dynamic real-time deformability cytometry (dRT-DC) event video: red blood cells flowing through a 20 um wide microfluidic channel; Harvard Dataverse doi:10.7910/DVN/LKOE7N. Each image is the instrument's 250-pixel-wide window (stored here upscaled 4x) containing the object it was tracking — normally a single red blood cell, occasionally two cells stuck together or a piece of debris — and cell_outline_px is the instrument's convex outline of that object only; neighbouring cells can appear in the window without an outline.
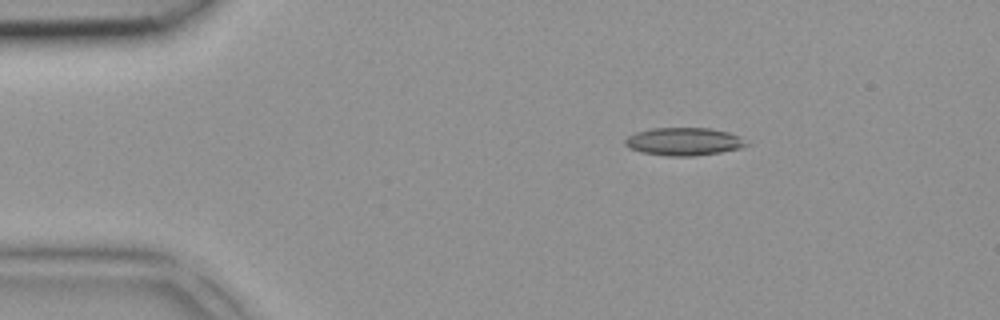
{"species": "common noctule bat (a hibernating species)", "species_latin": "Nyctalus noctula", "temperature_condition": "room temperature", "stored_images_in_passage": 2, "camera_frame_rate_fps": 3000, "um_per_image_px": 0.085, "animal": {"sex": "female", "body_mass_g": 18.4}, "frame": {"image": 1, "passage_image": 1, "time_ms": 0.0, "image_size_px": [1000, 320], "cell_outline_px": [[748, 144], [740, 148], [720, 152], [692, 156], [668, 156], [640, 152], [624, 144], [624, 140], [628, 136], [636, 132], [652, 128], [712, 128], [728, 132], [736, 136]], "centroid_in_image_um": [58.07, 12.03], "position_along_channel_um": 26.9, "area_um2": 19.42}}